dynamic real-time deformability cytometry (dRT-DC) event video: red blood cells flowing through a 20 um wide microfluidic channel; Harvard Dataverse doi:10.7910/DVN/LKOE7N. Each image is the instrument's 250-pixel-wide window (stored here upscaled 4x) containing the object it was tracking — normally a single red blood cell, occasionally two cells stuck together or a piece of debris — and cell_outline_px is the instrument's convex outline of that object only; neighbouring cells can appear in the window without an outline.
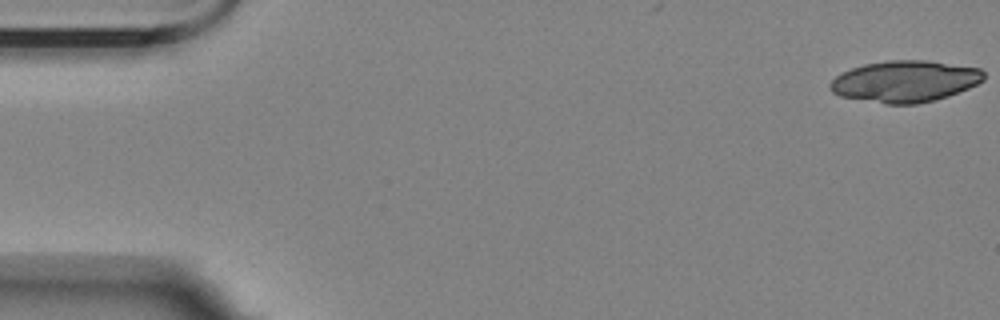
{"species": "Egyptian fruit bat (a non-hibernating species)", "species_latin": "Rousettus aegyptiacus", "temperature_condition": "room temperature", "stored_images_in_passage": 5, "camera_frame_rate_fps": 3000, "um_per_image_px": 0.085, "animal": {"sex": "female"}, "frame": {"image": 1, "passage_image": 1, "time_ms": 0.0, "image_size_px": [1000, 320], "cell_outline_px": [[984, 80], [968, 88], [948, 96], [936, 100], [916, 104], [884, 104], [840, 96], [832, 92], [828, 88], [828, 84], [840, 72], [864, 64], [888, 60], [924, 60], [980, 68], [984, 72]], "centroid_in_image_um": [76.89, 6.92], "position_along_channel_um": 8.1, "area_um2": 37.28}}